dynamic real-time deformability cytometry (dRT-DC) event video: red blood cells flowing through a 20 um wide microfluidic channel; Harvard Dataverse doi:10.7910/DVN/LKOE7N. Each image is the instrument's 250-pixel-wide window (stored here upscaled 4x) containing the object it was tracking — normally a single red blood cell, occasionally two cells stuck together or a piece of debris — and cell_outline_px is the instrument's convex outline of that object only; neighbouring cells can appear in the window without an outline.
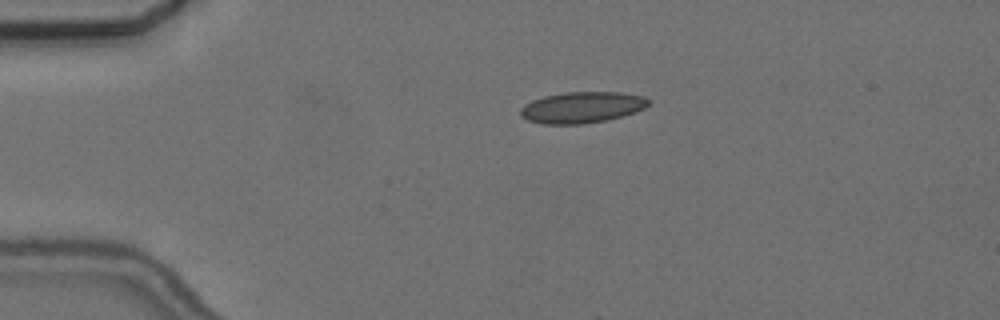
{"species": "common noctule bat (a hibernating species)", "species_latin": "Nyctalus noctula", "temperature_condition": "cold", "stored_images_in_passage": 4, "camera_frame_rate_fps": 3000, "um_per_image_px": 0.085, "animal": {"sex": "female", "body_mass_g": 24.6, "forearm_length_mm": 56.2}, "frame": {"image": 1, "passage_image": 2, "time_ms": 1.333, "image_size_px": [1000, 320], "cell_outline_px": [[652, 104], [636, 112], [624, 116], [608, 120], [584, 124], [540, 124], [528, 120], [520, 116], [520, 108], [524, 104], [532, 100], [544, 96], [564, 92], [620, 92], [644, 96], [652, 100]], "centroid_in_image_um": [49.5, 9.13], "position_along_channel_um": 35.5, "area_um2": 23.76}}